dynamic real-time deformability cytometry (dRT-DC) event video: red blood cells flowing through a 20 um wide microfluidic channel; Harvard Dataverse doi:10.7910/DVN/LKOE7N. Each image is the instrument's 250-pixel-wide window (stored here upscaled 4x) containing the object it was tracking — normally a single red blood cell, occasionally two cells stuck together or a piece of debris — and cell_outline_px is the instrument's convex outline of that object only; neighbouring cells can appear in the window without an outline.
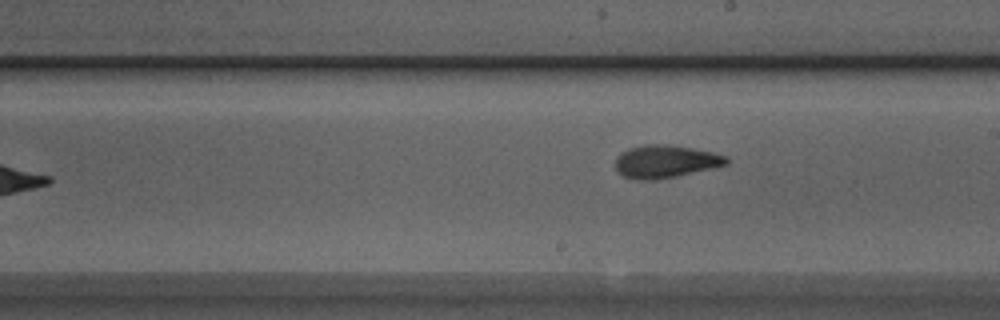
{"species": "Egyptian fruit bat (a non-hibernating species)", "species_latin": "Rousettus aegyptiacus", "temperature_condition": "room temperature", "stored_images_in_passage": 9, "camera_frame_rate_fps": 3000, "um_per_image_px": 0.085, "animal": {"sex": "male"}, "frame": {"image": 1, "passage_image": 9, "time_ms": 2.667, "image_size_px": [1000, 320], "cell_outline_px": [[728, 164], [716, 168], [656, 180], [636, 180], [624, 176], [616, 168], [616, 156], [620, 152], [628, 148], [644, 144], [668, 144], [692, 148], [712, 152], [728, 156]], "centroid_in_image_um": [56.58, 13.72], "position_along_channel_um": 232.4, "area_um2": 21.44}}